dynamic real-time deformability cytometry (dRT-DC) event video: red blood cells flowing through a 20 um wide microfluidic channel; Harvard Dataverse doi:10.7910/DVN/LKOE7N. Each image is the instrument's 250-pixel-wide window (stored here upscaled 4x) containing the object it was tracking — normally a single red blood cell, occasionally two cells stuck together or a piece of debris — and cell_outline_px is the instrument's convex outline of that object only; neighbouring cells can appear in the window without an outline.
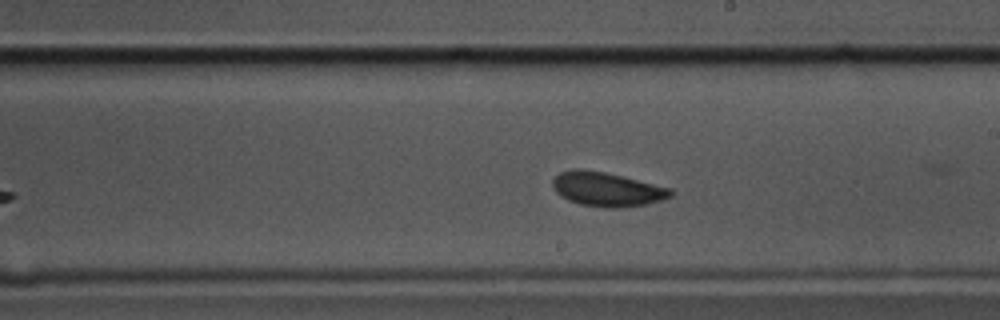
{"species": "common noctule bat (a hibernating species)", "species_latin": "Nyctalus noctula", "temperature_condition": "cold", "stored_images_in_passage": 38, "camera_frame_rate_fps": 3000, "um_per_image_px": 0.085, "animal": {"sex": "male", "body_mass_g": 17.5, "forearm_length_mm": 52.3}, "frame": {"image": 1, "passage_image": 17, "time_ms": 5.333, "image_size_px": [1000, 320], "cell_outline_px": [[672, 196], [648, 204], [620, 208], [604, 208], [580, 204], [568, 200], [560, 196], [552, 188], [552, 180], [560, 172], [572, 168], [584, 168], [604, 172], [672, 188]], "centroid_in_image_um": [51.55, 16.08], "position_along_channel_um": 237.4, "area_um2": 23.7}}
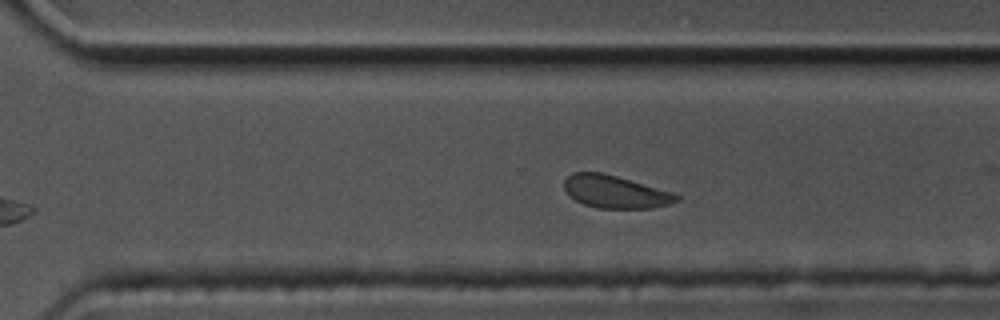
{"frame": {"image": 2, "passage_image": 24, "time_ms": 7.667, "image_size_px": [1000, 320], "cell_outline_px": [[680, 200], [672, 204], [652, 208], [596, 208], [584, 204], [576, 200], [564, 188], [564, 180], [572, 172], [600, 172], [616, 176], [672, 192], [680, 196]], "centroid_in_image_um": [52.32, 16.31], "position_along_channel_um": 318.3, "area_um2": 21.21}}
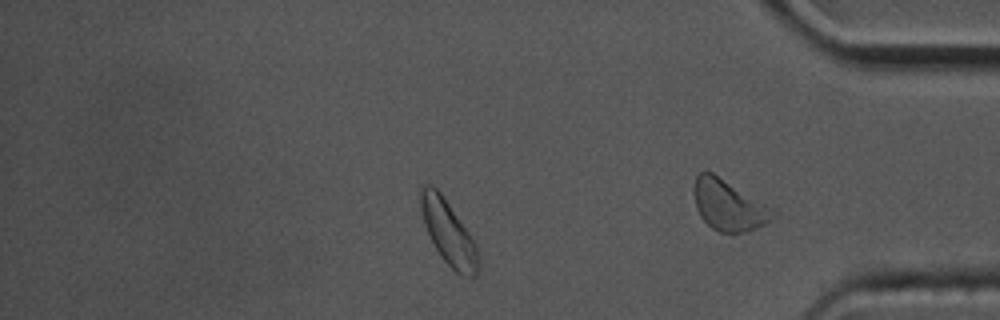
{"frame": {"image": 3, "passage_image": 29, "time_ms": 9.333, "image_size_px": [1000, 320], "cell_outline_px": [[480, 256], [476, 276], [460, 276], [440, 256], [428, 232], [424, 220], [420, 204], [420, 188], [424, 184], [432, 184], [440, 192], [468, 232], [476, 244]], "centroid_in_image_um": [38.13, 19.79], "position_along_channel_um": 397.1, "area_um2": 21.1}, "authors_computed_cell_mechanics": {"area_um2": 22.5709, "velocity_mm_per_s": 3.4655, "shape_relaxation_time_tau1_ms": 2.6136, "shape_relaxation_time_tau2_ms": 1.567, "deformation_change_tau1": 0.0744, "deformation_change_tau2": 0.0598}}